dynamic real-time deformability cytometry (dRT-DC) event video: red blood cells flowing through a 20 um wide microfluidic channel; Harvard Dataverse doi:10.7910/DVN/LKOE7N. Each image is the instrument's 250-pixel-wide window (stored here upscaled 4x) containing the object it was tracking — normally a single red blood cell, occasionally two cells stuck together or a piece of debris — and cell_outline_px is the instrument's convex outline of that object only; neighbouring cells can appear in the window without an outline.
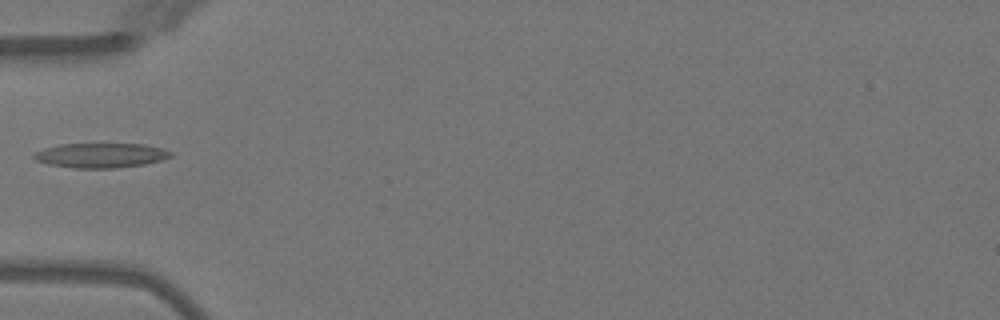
{"species": "Egyptian fruit bat (a non-hibernating species)", "species_latin": "Rousettus aegyptiacus", "temperature_condition": "warm", "stored_images_in_passage": 4, "camera_frame_rate_fps": 3000, "um_per_image_px": 0.085, "animal": {"sex": "female"}, "frame": {"image": 1, "passage_image": 3, "time_ms": 2.333, "image_size_px": [1000, 320], "cell_outline_px": [[172, 156], [160, 160], [144, 164], [116, 168], [72, 168], [48, 164], [36, 160], [32, 156], [36, 152], [44, 148], [60, 144], [144, 144], [160, 148], [172, 152]], "centroid_in_image_um": [8.54, 13.21], "position_along_channel_um": 76.5, "area_um2": 19.54}}
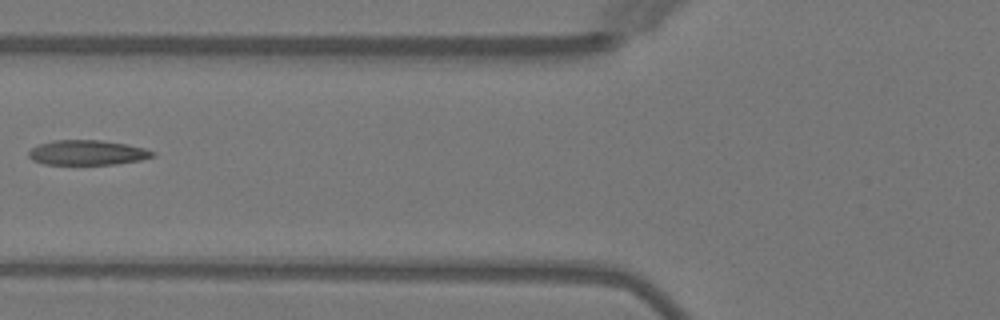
{"frame": {"image": 2, "passage_image": 4, "time_ms": 3.333, "image_size_px": [1000, 320], "cell_outline_px": [[156, 156], [140, 160], [116, 164], [44, 164], [32, 160], [28, 156], [28, 152], [32, 148], [40, 144], [52, 140], [100, 140], [124, 144], [144, 148], [156, 152]], "centroid_in_image_um": [7.42, 12.97], "position_along_channel_um": 118.4, "area_um2": 17.92}}